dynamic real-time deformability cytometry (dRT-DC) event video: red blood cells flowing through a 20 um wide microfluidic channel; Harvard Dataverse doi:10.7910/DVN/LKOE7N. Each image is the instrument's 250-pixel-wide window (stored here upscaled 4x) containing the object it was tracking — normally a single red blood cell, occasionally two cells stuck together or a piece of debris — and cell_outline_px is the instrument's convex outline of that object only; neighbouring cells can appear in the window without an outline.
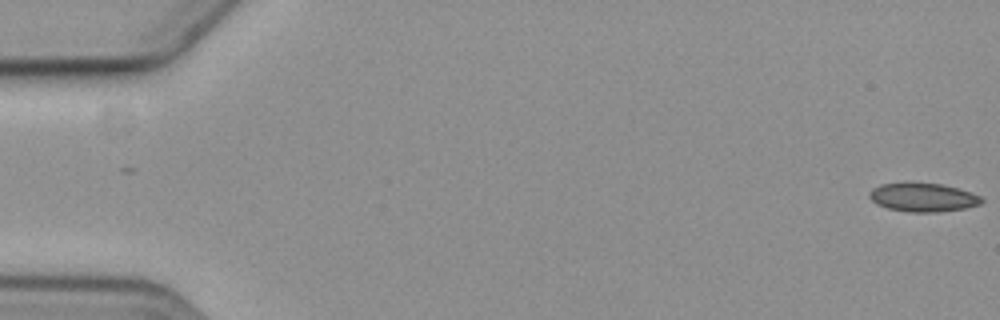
{"species": "common noctule bat (a hibernating species)", "species_latin": "Nyctalus noctula", "temperature_condition": "cold", "stored_images_in_passage": 5, "camera_frame_rate_fps": 3000, "um_per_image_px": 0.085, "animal": {"sex": "female", "body_mass_g": 19.3, "forearm_length_mm": 54.1}, "frame": {"image": 1, "passage_image": 1, "time_ms": 0.0, "image_size_px": [1000, 320], "cell_outline_px": [[984, 200], [980, 204], [964, 208], [936, 212], [912, 212], [888, 208], [876, 204], [868, 196], [868, 192], [872, 188], [880, 184], [908, 180], [912, 180], [940, 184], [972, 192], [980, 196]], "centroid_in_image_um": [78.39, 16.73], "position_along_channel_um": 6.6, "area_um2": 19.25}}
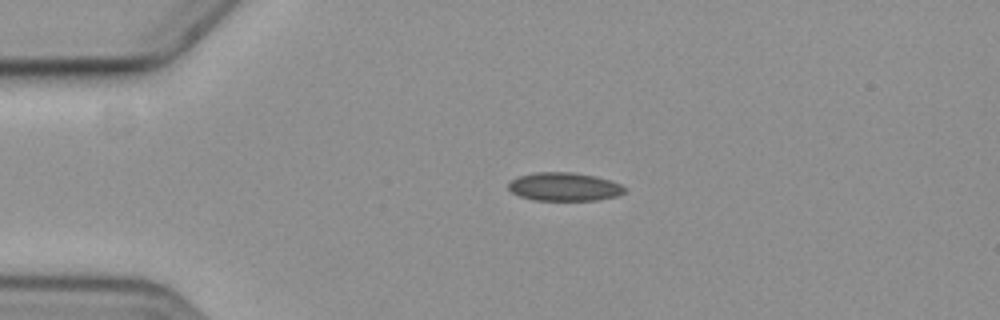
{"frame": {"image": 2, "passage_image": 4, "time_ms": 4.333, "image_size_px": [1000, 320], "cell_outline_px": [[624, 192], [616, 196], [596, 200], [536, 200], [520, 196], [512, 192], [508, 188], [508, 184], [516, 176], [532, 172], [576, 172], [596, 176], [620, 184], [624, 188]], "centroid_in_image_um": [47.92, 15.86], "position_along_channel_um": 37.1, "area_um2": 19.19}}